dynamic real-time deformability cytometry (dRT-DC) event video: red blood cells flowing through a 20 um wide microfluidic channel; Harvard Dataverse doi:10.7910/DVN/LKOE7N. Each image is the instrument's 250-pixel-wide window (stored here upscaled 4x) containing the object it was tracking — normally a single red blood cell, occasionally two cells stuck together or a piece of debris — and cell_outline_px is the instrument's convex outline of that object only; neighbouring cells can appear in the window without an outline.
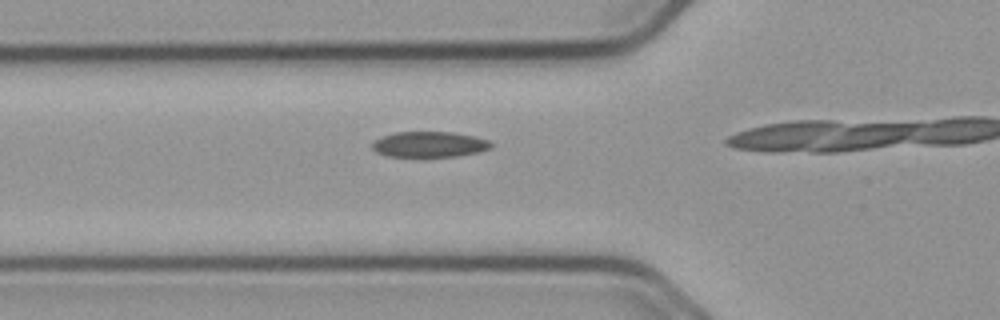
{"species": "common noctule bat (a hibernating species)", "species_latin": "Nyctalus noctula", "temperature_condition": "cold", "stored_images_in_passage": 16, "camera_frame_rate_fps": 3000, "um_per_image_px": 0.085, "animal": {"sex": "male", "body_mass_g": 23.1, "forearm_length_mm": 52.7}, "frame": {"image": 1, "passage_image": 12, "time_ms": 3.667, "image_size_px": [1000, 320], "cell_outline_px": [[492, 148], [480, 152], [456, 156], [388, 156], [376, 152], [372, 148], [372, 144], [380, 136], [396, 132], [452, 132], [472, 136], [488, 140], [492, 144]], "centroid_in_image_um": [36.5, 12.27], "position_along_channel_um": 89.3, "area_um2": 17.63}}